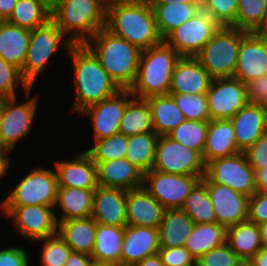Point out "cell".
I'll list each match as a JSON object with an SVG mask.
<instances>
[{"label":"cell","mask_w":267,"mask_h":266,"mask_svg":"<svg viewBox=\"0 0 267 266\" xmlns=\"http://www.w3.org/2000/svg\"><path fill=\"white\" fill-rule=\"evenodd\" d=\"M12 191V192H11ZM58 191L56 171L36 167L11 189L0 206H55Z\"/></svg>","instance_id":"ba28073f"},{"label":"cell","mask_w":267,"mask_h":266,"mask_svg":"<svg viewBox=\"0 0 267 266\" xmlns=\"http://www.w3.org/2000/svg\"><path fill=\"white\" fill-rule=\"evenodd\" d=\"M105 27L141 51L163 41L157 29L153 8L147 0L109 8Z\"/></svg>","instance_id":"3957f363"},{"label":"cell","mask_w":267,"mask_h":266,"mask_svg":"<svg viewBox=\"0 0 267 266\" xmlns=\"http://www.w3.org/2000/svg\"><path fill=\"white\" fill-rule=\"evenodd\" d=\"M201 180L207 186L218 224L228 228L248 220L249 196L229 186L212 183L205 175Z\"/></svg>","instance_id":"e0dca14e"},{"label":"cell","mask_w":267,"mask_h":266,"mask_svg":"<svg viewBox=\"0 0 267 266\" xmlns=\"http://www.w3.org/2000/svg\"><path fill=\"white\" fill-rule=\"evenodd\" d=\"M226 242V228L217 222L194 224L185 248L197 260L211 249Z\"/></svg>","instance_id":"e575fe53"},{"label":"cell","mask_w":267,"mask_h":266,"mask_svg":"<svg viewBox=\"0 0 267 266\" xmlns=\"http://www.w3.org/2000/svg\"><path fill=\"white\" fill-rule=\"evenodd\" d=\"M240 152L231 120H209L202 154L205 165L213 159L228 157Z\"/></svg>","instance_id":"484cf974"},{"label":"cell","mask_w":267,"mask_h":266,"mask_svg":"<svg viewBox=\"0 0 267 266\" xmlns=\"http://www.w3.org/2000/svg\"><path fill=\"white\" fill-rule=\"evenodd\" d=\"M106 14L100 0H59L50 19L73 44H84L106 26Z\"/></svg>","instance_id":"5b68a950"},{"label":"cell","mask_w":267,"mask_h":266,"mask_svg":"<svg viewBox=\"0 0 267 266\" xmlns=\"http://www.w3.org/2000/svg\"><path fill=\"white\" fill-rule=\"evenodd\" d=\"M137 1L139 0H100V3L106 10H108L116 5L129 4Z\"/></svg>","instance_id":"6125c7cd"},{"label":"cell","mask_w":267,"mask_h":266,"mask_svg":"<svg viewBox=\"0 0 267 266\" xmlns=\"http://www.w3.org/2000/svg\"><path fill=\"white\" fill-rule=\"evenodd\" d=\"M153 8L157 29L164 39L171 31L191 19L201 10L200 3L150 4Z\"/></svg>","instance_id":"836d02e7"},{"label":"cell","mask_w":267,"mask_h":266,"mask_svg":"<svg viewBox=\"0 0 267 266\" xmlns=\"http://www.w3.org/2000/svg\"><path fill=\"white\" fill-rule=\"evenodd\" d=\"M38 241H45L41 252L42 266H65L72 250L58 233Z\"/></svg>","instance_id":"ee69618b"},{"label":"cell","mask_w":267,"mask_h":266,"mask_svg":"<svg viewBox=\"0 0 267 266\" xmlns=\"http://www.w3.org/2000/svg\"><path fill=\"white\" fill-rule=\"evenodd\" d=\"M157 253L164 266H196V259L184 246L160 247Z\"/></svg>","instance_id":"c3c4849f"},{"label":"cell","mask_w":267,"mask_h":266,"mask_svg":"<svg viewBox=\"0 0 267 266\" xmlns=\"http://www.w3.org/2000/svg\"><path fill=\"white\" fill-rule=\"evenodd\" d=\"M94 146L87 150L93 162H106L123 159L127 153L128 136L117 133L110 137L94 141Z\"/></svg>","instance_id":"60d3db41"},{"label":"cell","mask_w":267,"mask_h":266,"mask_svg":"<svg viewBox=\"0 0 267 266\" xmlns=\"http://www.w3.org/2000/svg\"><path fill=\"white\" fill-rule=\"evenodd\" d=\"M246 85L248 102L261 104L267 112V75L251 80Z\"/></svg>","instance_id":"816d5d0a"},{"label":"cell","mask_w":267,"mask_h":266,"mask_svg":"<svg viewBox=\"0 0 267 266\" xmlns=\"http://www.w3.org/2000/svg\"><path fill=\"white\" fill-rule=\"evenodd\" d=\"M261 240H262V246L267 248V222L263 223L262 225H259Z\"/></svg>","instance_id":"03108f58"},{"label":"cell","mask_w":267,"mask_h":266,"mask_svg":"<svg viewBox=\"0 0 267 266\" xmlns=\"http://www.w3.org/2000/svg\"><path fill=\"white\" fill-rule=\"evenodd\" d=\"M131 266H164V264L161 262V259L158 255V253L145 257L140 262L131 265Z\"/></svg>","instance_id":"91938a15"},{"label":"cell","mask_w":267,"mask_h":266,"mask_svg":"<svg viewBox=\"0 0 267 266\" xmlns=\"http://www.w3.org/2000/svg\"><path fill=\"white\" fill-rule=\"evenodd\" d=\"M73 45L69 36L67 37L51 19L45 25L31 30L26 58L20 70L22 77L33 87L38 75L43 73L46 63L59 46L69 50Z\"/></svg>","instance_id":"52a82bcc"},{"label":"cell","mask_w":267,"mask_h":266,"mask_svg":"<svg viewBox=\"0 0 267 266\" xmlns=\"http://www.w3.org/2000/svg\"><path fill=\"white\" fill-rule=\"evenodd\" d=\"M0 116H1V99H0Z\"/></svg>","instance_id":"89a4df30"},{"label":"cell","mask_w":267,"mask_h":266,"mask_svg":"<svg viewBox=\"0 0 267 266\" xmlns=\"http://www.w3.org/2000/svg\"><path fill=\"white\" fill-rule=\"evenodd\" d=\"M201 9L208 13L220 26L235 23L238 0H200Z\"/></svg>","instance_id":"f6af8a7d"},{"label":"cell","mask_w":267,"mask_h":266,"mask_svg":"<svg viewBox=\"0 0 267 266\" xmlns=\"http://www.w3.org/2000/svg\"><path fill=\"white\" fill-rule=\"evenodd\" d=\"M208 121L185 120L167 136L172 140L196 150L201 156L207 137Z\"/></svg>","instance_id":"ab89813d"},{"label":"cell","mask_w":267,"mask_h":266,"mask_svg":"<svg viewBox=\"0 0 267 266\" xmlns=\"http://www.w3.org/2000/svg\"><path fill=\"white\" fill-rule=\"evenodd\" d=\"M94 163L97 165V183L100 186L126 191L143 187L144 173L127 158Z\"/></svg>","instance_id":"d4e9b609"},{"label":"cell","mask_w":267,"mask_h":266,"mask_svg":"<svg viewBox=\"0 0 267 266\" xmlns=\"http://www.w3.org/2000/svg\"><path fill=\"white\" fill-rule=\"evenodd\" d=\"M92 261L90 255L71 251L65 266H90Z\"/></svg>","instance_id":"db71d44e"},{"label":"cell","mask_w":267,"mask_h":266,"mask_svg":"<svg viewBox=\"0 0 267 266\" xmlns=\"http://www.w3.org/2000/svg\"><path fill=\"white\" fill-rule=\"evenodd\" d=\"M248 33L231 26H221L195 58L213 79L233 77L241 40Z\"/></svg>","instance_id":"8992f818"},{"label":"cell","mask_w":267,"mask_h":266,"mask_svg":"<svg viewBox=\"0 0 267 266\" xmlns=\"http://www.w3.org/2000/svg\"><path fill=\"white\" fill-rule=\"evenodd\" d=\"M159 248L158 228L127 225L122 242L121 266L134 265L156 254Z\"/></svg>","instance_id":"7402d4cb"},{"label":"cell","mask_w":267,"mask_h":266,"mask_svg":"<svg viewBox=\"0 0 267 266\" xmlns=\"http://www.w3.org/2000/svg\"><path fill=\"white\" fill-rule=\"evenodd\" d=\"M130 89H121L115 95L87 107L81 112L92 120L94 141L119 133L120 122L127 103L133 98Z\"/></svg>","instance_id":"2e32d148"},{"label":"cell","mask_w":267,"mask_h":266,"mask_svg":"<svg viewBox=\"0 0 267 266\" xmlns=\"http://www.w3.org/2000/svg\"><path fill=\"white\" fill-rule=\"evenodd\" d=\"M165 210L144 187L126 191L127 225L129 226L158 228Z\"/></svg>","instance_id":"cb8c5ba5"},{"label":"cell","mask_w":267,"mask_h":266,"mask_svg":"<svg viewBox=\"0 0 267 266\" xmlns=\"http://www.w3.org/2000/svg\"><path fill=\"white\" fill-rule=\"evenodd\" d=\"M146 100L151 108L153 130L158 136L167 135L186 120L170 94Z\"/></svg>","instance_id":"d6a6232c"},{"label":"cell","mask_w":267,"mask_h":266,"mask_svg":"<svg viewBox=\"0 0 267 266\" xmlns=\"http://www.w3.org/2000/svg\"><path fill=\"white\" fill-rule=\"evenodd\" d=\"M212 80L195 57H181L175 64L168 94H206Z\"/></svg>","instance_id":"44dd1931"},{"label":"cell","mask_w":267,"mask_h":266,"mask_svg":"<svg viewBox=\"0 0 267 266\" xmlns=\"http://www.w3.org/2000/svg\"><path fill=\"white\" fill-rule=\"evenodd\" d=\"M247 161L256 172L267 167V133L262 135L245 152Z\"/></svg>","instance_id":"f907efd6"},{"label":"cell","mask_w":267,"mask_h":266,"mask_svg":"<svg viewBox=\"0 0 267 266\" xmlns=\"http://www.w3.org/2000/svg\"><path fill=\"white\" fill-rule=\"evenodd\" d=\"M125 227L97 223L95 245L91 253L94 261L121 266L122 242Z\"/></svg>","instance_id":"4dcf8cb0"},{"label":"cell","mask_w":267,"mask_h":266,"mask_svg":"<svg viewBox=\"0 0 267 266\" xmlns=\"http://www.w3.org/2000/svg\"><path fill=\"white\" fill-rule=\"evenodd\" d=\"M226 243L241 260L251 259L263 247L259 225L246 220L226 228Z\"/></svg>","instance_id":"1f68e13d"},{"label":"cell","mask_w":267,"mask_h":266,"mask_svg":"<svg viewBox=\"0 0 267 266\" xmlns=\"http://www.w3.org/2000/svg\"><path fill=\"white\" fill-rule=\"evenodd\" d=\"M5 216L13 218L17 233L30 241H37L57 234L54 206H0Z\"/></svg>","instance_id":"5bb4252c"},{"label":"cell","mask_w":267,"mask_h":266,"mask_svg":"<svg viewBox=\"0 0 267 266\" xmlns=\"http://www.w3.org/2000/svg\"><path fill=\"white\" fill-rule=\"evenodd\" d=\"M194 224L191 217L181 209L165 210L158 227L160 247L185 246Z\"/></svg>","instance_id":"f1b7e54d"},{"label":"cell","mask_w":267,"mask_h":266,"mask_svg":"<svg viewBox=\"0 0 267 266\" xmlns=\"http://www.w3.org/2000/svg\"><path fill=\"white\" fill-rule=\"evenodd\" d=\"M210 120L231 119L247 103V85L235 77L215 78L206 92Z\"/></svg>","instance_id":"9a60e30c"},{"label":"cell","mask_w":267,"mask_h":266,"mask_svg":"<svg viewBox=\"0 0 267 266\" xmlns=\"http://www.w3.org/2000/svg\"><path fill=\"white\" fill-rule=\"evenodd\" d=\"M35 1H37L51 13L56 7L59 0H35Z\"/></svg>","instance_id":"e7e4bbea"},{"label":"cell","mask_w":267,"mask_h":266,"mask_svg":"<svg viewBox=\"0 0 267 266\" xmlns=\"http://www.w3.org/2000/svg\"><path fill=\"white\" fill-rule=\"evenodd\" d=\"M255 185L257 191L267 192V167L255 172Z\"/></svg>","instance_id":"6f0895ef"},{"label":"cell","mask_w":267,"mask_h":266,"mask_svg":"<svg viewBox=\"0 0 267 266\" xmlns=\"http://www.w3.org/2000/svg\"><path fill=\"white\" fill-rule=\"evenodd\" d=\"M158 138L155 132L128 136L125 158L143 173L150 171L154 165Z\"/></svg>","instance_id":"8d00e7d4"},{"label":"cell","mask_w":267,"mask_h":266,"mask_svg":"<svg viewBox=\"0 0 267 266\" xmlns=\"http://www.w3.org/2000/svg\"><path fill=\"white\" fill-rule=\"evenodd\" d=\"M67 53L72 60L76 89L75 102L70 112L81 113L121 90L84 44H74Z\"/></svg>","instance_id":"6da1fadb"},{"label":"cell","mask_w":267,"mask_h":266,"mask_svg":"<svg viewBox=\"0 0 267 266\" xmlns=\"http://www.w3.org/2000/svg\"><path fill=\"white\" fill-rule=\"evenodd\" d=\"M84 45L120 89H130L137 77L141 50L109 31L100 29Z\"/></svg>","instance_id":"7a4b0ae2"},{"label":"cell","mask_w":267,"mask_h":266,"mask_svg":"<svg viewBox=\"0 0 267 266\" xmlns=\"http://www.w3.org/2000/svg\"><path fill=\"white\" fill-rule=\"evenodd\" d=\"M266 5L267 0H238L235 23L231 27L252 32L260 23Z\"/></svg>","instance_id":"b9f144b4"},{"label":"cell","mask_w":267,"mask_h":266,"mask_svg":"<svg viewBox=\"0 0 267 266\" xmlns=\"http://www.w3.org/2000/svg\"><path fill=\"white\" fill-rule=\"evenodd\" d=\"M154 132L151 108L146 99L133 97L124 110L119 133L133 136L141 133Z\"/></svg>","instance_id":"d590c367"},{"label":"cell","mask_w":267,"mask_h":266,"mask_svg":"<svg viewBox=\"0 0 267 266\" xmlns=\"http://www.w3.org/2000/svg\"><path fill=\"white\" fill-rule=\"evenodd\" d=\"M186 120L209 121L206 94H170Z\"/></svg>","instance_id":"7bdbcfd3"},{"label":"cell","mask_w":267,"mask_h":266,"mask_svg":"<svg viewBox=\"0 0 267 266\" xmlns=\"http://www.w3.org/2000/svg\"><path fill=\"white\" fill-rule=\"evenodd\" d=\"M50 20V12L35 0H18L6 20L20 28L33 30Z\"/></svg>","instance_id":"f35d334b"},{"label":"cell","mask_w":267,"mask_h":266,"mask_svg":"<svg viewBox=\"0 0 267 266\" xmlns=\"http://www.w3.org/2000/svg\"><path fill=\"white\" fill-rule=\"evenodd\" d=\"M220 25L202 9L171 31L163 40L181 57H195L220 29Z\"/></svg>","instance_id":"8fae6325"},{"label":"cell","mask_w":267,"mask_h":266,"mask_svg":"<svg viewBox=\"0 0 267 266\" xmlns=\"http://www.w3.org/2000/svg\"><path fill=\"white\" fill-rule=\"evenodd\" d=\"M241 259L225 242L196 260V266H237Z\"/></svg>","instance_id":"7dc6e473"},{"label":"cell","mask_w":267,"mask_h":266,"mask_svg":"<svg viewBox=\"0 0 267 266\" xmlns=\"http://www.w3.org/2000/svg\"><path fill=\"white\" fill-rule=\"evenodd\" d=\"M230 120L241 152L267 133V112L261 104L248 102Z\"/></svg>","instance_id":"ffe728a7"},{"label":"cell","mask_w":267,"mask_h":266,"mask_svg":"<svg viewBox=\"0 0 267 266\" xmlns=\"http://www.w3.org/2000/svg\"><path fill=\"white\" fill-rule=\"evenodd\" d=\"M251 33L257 37L267 39V5L260 23Z\"/></svg>","instance_id":"680465c9"},{"label":"cell","mask_w":267,"mask_h":266,"mask_svg":"<svg viewBox=\"0 0 267 266\" xmlns=\"http://www.w3.org/2000/svg\"><path fill=\"white\" fill-rule=\"evenodd\" d=\"M237 266H255L251 259L240 260Z\"/></svg>","instance_id":"003e7915"},{"label":"cell","mask_w":267,"mask_h":266,"mask_svg":"<svg viewBox=\"0 0 267 266\" xmlns=\"http://www.w3.org/2000/svg\"><path fill=\"white\" fill-rule=\"evenodd\" d=\"M90 266H116V265L111 264V263L97 262L93 260Z\"/></svg>","instance_id":"a7ac6f4b"},{"label":"cell","mask_w":267,"mask_h":266,"mask_svg":"<svg viewBox=\"0 0 267 266\" xmlns=\"http://www.w3.org/2000/svg\"><path fill=\"white\" fill-rule=\"evenodd\" d=\"M20 83L24 91L31 88L22 77L20 69L0 58V99L17 96L16 88Z\"/></svg>","instance_id":"bcb514c9"},{"label":"cell","mask_w":267,"mask_h":266,"mask_svg":"<svg viewBox=\"0 0 267 266\" xmlns=\"http://www.w3.org/2000/svg\"><path fill=\"white\" fill-rule=\"evenodd\" d=\"M267 75V39L249 32L240 43L234 76L247 84Z\"/></svg>","instance_id":"ac0fdd59"},{"label":"cell","mask_w":267,"mask_h":266,"mask_svg":"<svg viewBox=\"0 0 267 266\" xmlns=\"http://www.w3.org/2000/svg\"><path fill=\"white\" fill-rule=\"evenodd\" d=\"M17 2L18 0H0V19L2 21H6L10 17Z\"/></svg>","instance_id":"11a10c76"},{"label":"cell","mask_w":267,"mask_h":266,"mask_svg":"<svg viewBox=\"0 0 267 266\" xmlns=\"http://www.w3.org/2000/svg\"><path fill=\"white\" fill-rule=\"evenodd\" d=\"M180 58L181 56L164 40L142 50L137 77L130 88L132 95L146 99L168 94L173 70Z\"/></svg>","instance_id":"277c9868"},{"label":"cell","mask_w":267,"mask_h":266,"mask_svg":"<svg viewBox=\"0 0 267 266\" xmlns=\"http://www.w3.org/2000/svg\"><path fill=\"white\" fill-rule=\"evenodd\" d=\"M0 266H29L26 250L18 246L0 250Z\"/></svg>","instance_id":"f5cc1de1"},{"label":"cell","mask_w":267,"mask_h":266,"mask_svg":"<svg viewBox=\"0 0 267 266\" xmlns=\"http://www.w3.org/2000/svg\"><path fill=\"white\" fill-rule=\"evenodd\" d=\"M9 152H11L10 149L0 146V180L2 177L6 176L10 166V158L8 157Z\"/></svg>","instance_id":"9f6ffc18"},{"label":"cell","mask_w":267,"mask_h":266,"mask_svg":"<svg viewBox=\"0 0 267 266\" xmlns=\"http://www.w3.org/2000/svg\"><path fill=\"white\" fill-rule=\"evenodd\" d=\"M205 176L212 183L229 186L234 191L249 197L257 191L255 171L244 152L209 161L205 165Z\"/></svg>","instance_id":"7c38bea8"},{"label":"cell","mask_w":267,"mask_h":266,"mask_svg":"<svg viewBox=\"0 0 267 266\" xmlns=\"http://www.w3.org/2000/svg\"><path fill=\"white\" fill-rule=\"evenodd\" d=\"M73 159V160H72ZM69 161H56L58 187L96 189L97 165L87 151Z\"/></svg>","instance_id":"603a6c76"},{"label":"cell","mask_w":267,"mask_h":266,"mask_svg":"<svg viewBox=\"0 0 267 266\" xmlns=\"http://www.w3.org/2000/svg\"><path fill=\"white\" fill-rule=\"evenodd\" d=\"M153 170L177 175L203 177L205 163L202 156L193 149L172 140L167 135L159 136Z\"/></svg>","instance_id":"30bf717a"},{"label":"cell","mask_w":267,"mask_h":266,"mask_svg":"<svg viewBox=\"0 0 267 266\" xmlns=\"http://www.w3.org/2000/svg\"><path fill=\"white\" fill-rule=\"evenodd\" d=\"M149 4H168L170 2L177 3H200V0H147Z\"/></svg>","instance_id":"be15d7a7"},{"label":"cell","mask_w":267,"mask_h":266,"mask_svg":"<svg viewBox=\"0 0 267 266\" xmlns=\"http://www.w3.org/2000/svg\"><path fill=\"white\" fill-rule=\"evenodd\" d=\"M181 210L191 217L195 224L217 222L214 205L206 184L200 180L186 197Z\"/></svg>","instance_id":"74e56055"},{"label":"cell","mask_w":267,"mask_h":266,"mask_svg":"<svg viewBox=\"0 0 267 266\" xmlns=\"http://www.w3.org/2000/svg\"><path fill=\"white\" fill-rule=\"evenodd\" d=\"M255 266H267V248L262 247L252 258Z\"/></svg>","instance_id":"94428289"},{"label":"cell","mask_w":267,"mask_h":266,"mask_svg":"<svg viewBox=\"0 0 267 266\" xmlns=\"http://www.w3.org/2000/svg\"><path fill=\"white\" fill-rule=\"evenodd\" d=\"M248 220L257 225L267 222V192L256 191L249 197Z\"/></svg>","instance_id":"681fc988"},{"label":"cell","mask_w":267,"mask_h":266,"mask_svg":"<svg viewBox=\"0 0 267 266\" xmlns=\"http://www.w3.org/2000/svg\"><path fill=\"white\" fill-rule=\"evenodd\" d=\"M95 189L58 187L55 206L62 211L57 221L91 217Z\"/></svg>","instance_id":"f546056e"},{"label":"cell","mask_w":267,"mask_h":266,"mask_svg":"<svg viewBox=\"0 0 267 266\" xmlns=\"http://www.w3.org/2000/svg\"><path fill=\"white\" fill-rule=\"evenodd\" d=\"M200 180L199 176L168 174L151 169L144 173L143 187L166 210L181 209Z\"/></svg>","instance_id":"4fadbf2b"},{"label":"cell","mask_w":267,"mask_h":266,"mask_svg":"<svg viewBox=\"0 0 267 266\" xmlns=\"http://www.w3.org/2000/svg\"><path fill=\"white\" fill-rule=\"evenodd\" d=\"M31 30L8 21L0 22V58L22 69L30 43Z\"/></svg>","instance_id":"83f0119b"},{"label":"cell","mask_w":267,"mask_h":266,"mask_svg":"<svg viewBox=\"0 0 267 266\" xmlns=\"http://www.w3.org/2000/svg\"><path fill=\"white\" fill-rule=\"evenodd\" d=\"M57 223V233L73 252L91 255L97 228V222L92 217L57 221Z\"/></svg>","instance_id":"4316f807"},{"label":"cell","mask_w":267,"mask_h":266,"mask_svg":"<svg viewBox=\"0 0 267 266\" xmlns=\"http://www.w3.org/2000/svg\"><path fill=\"white\" fill-rule=\"evenodd\" d=\"M91 217L98 224L126 227V190L98 185L94 192Z\"/></svg>","instance_id":"d6986e66"},{"label":"cell","mask_w":267,"mask_h":266,"mask_svg":"<svg viewBox=\"0 0 267 266\" xmlns=\"http://www.w3.org/2000/svg\"><path fill=\"white\" fill-rule=\"evenodd\" d=\"M33 87L25 91L26 101L16 103V97L1 99L0 146L15 149L17 142L30 133L35 118L38 96L29 99Z\"/></svg>","instance_id":"9c48e42d"}]
</instances>
